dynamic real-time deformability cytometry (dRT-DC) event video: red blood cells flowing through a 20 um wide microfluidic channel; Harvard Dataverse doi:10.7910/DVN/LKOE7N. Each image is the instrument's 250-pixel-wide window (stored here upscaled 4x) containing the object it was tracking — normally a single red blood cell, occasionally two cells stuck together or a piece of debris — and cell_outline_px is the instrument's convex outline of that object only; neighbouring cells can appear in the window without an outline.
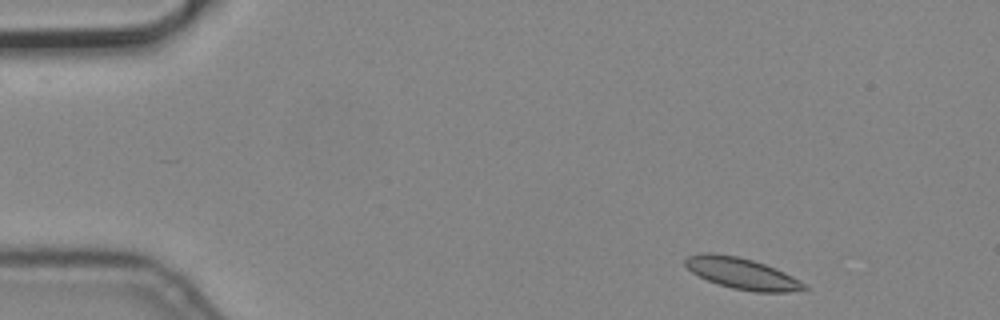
{"species": "common noctule bat (a hibernating species)", "species_latin": "Nyctalus noctula", "temperature_condition": "cold", "stored_images_in_passage": 4, "camera_frame_rate_fps": 3000, "um_per_image_px": 0.085, "animal": {"sex": "male", "body_mass_g": 19.2, "forearm_length_mm": 51.8}, "frame": {"image": 1, "passage_image": 1, "time_ms": 0.0, "image_size_px": [1000, 320], "cell_outline_px": [[812, 288], [788, 292], [756, 292], [732, 288], [708, 280], [692, 272], [684, 264], [684, 260], [688, 256], [700, 252], [712, 252], [736, 256], [752, 260], [776, 268], [784, 272]], "centroid_in_image_um": [63.06, 23.23], "position_along_channel_um": 21.9, "area_um2": 21.5}}
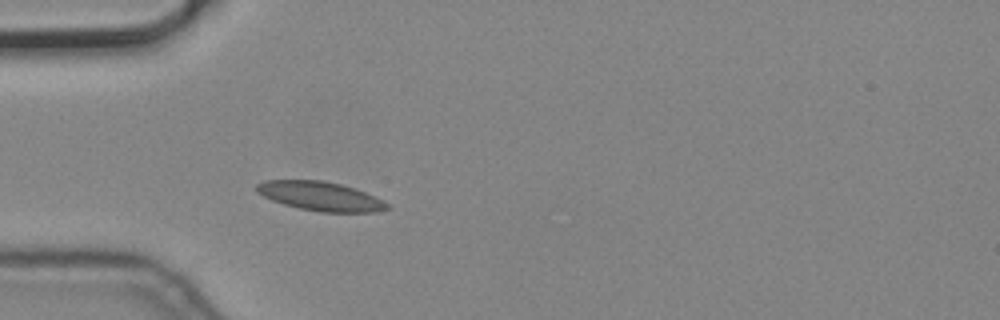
{"frame": {"image": 2, "passage_image": 4, "time_ms": 1.0, "image_size_px": [1000, 320], "cell_outline_px": [[392, 208], [376, 212], [320, 212], [300, 208], [284, 204], [272, 200], [256, 192], [256, 184], [264, 180], [324, 180], [356, 188], [384, 200]], "centroid_in_image_um": [27.27, 16.67], "position_along_channel_um": 57.7, "area_um2": 22.25}}